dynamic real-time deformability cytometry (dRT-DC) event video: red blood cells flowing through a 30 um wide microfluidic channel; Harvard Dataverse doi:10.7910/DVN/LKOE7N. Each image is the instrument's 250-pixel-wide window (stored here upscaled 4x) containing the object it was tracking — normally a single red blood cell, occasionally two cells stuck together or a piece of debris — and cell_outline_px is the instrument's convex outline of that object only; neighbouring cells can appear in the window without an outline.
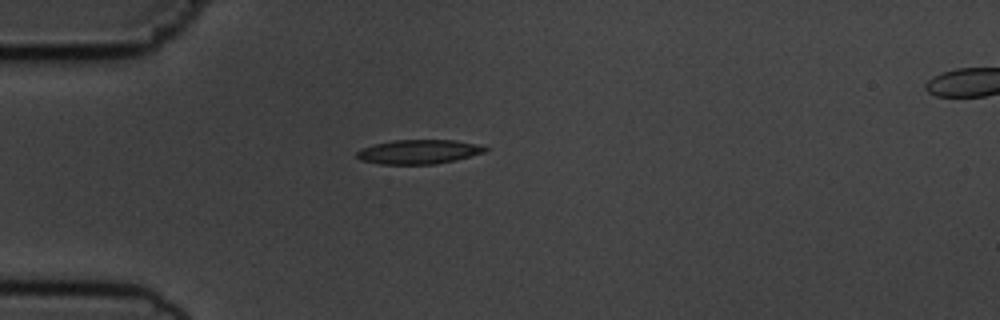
{"species": "common noctule bat (a hibernating species)", "species_latin": "Nyctalus noctula", "temperature_condition": "cold", "stored_images_in_passage": 3, "camera_frame_rate_fps": 3000, "um_per_image_px": 0.085, "animal": {"sex": "male", "body_mass_g": 19.5, "forearm_length_mm": 54.6}, "frame": {"image": 1, "passage_image": 2, "time_ms": 1.333, "image_size_px": [1000, 320], "cell_outline_px": [[488, 148], [484, 152], [456, 160], [436, 164], [380, 164], [360, 160], [356, 156], [356, 152], [360, 148], [392, 140], [452, 140], [476, 144]], "centroid_in_image_um": [35.54, 12.91], "position_along_channel_um": 49.5, "area_um2": 18.03}}